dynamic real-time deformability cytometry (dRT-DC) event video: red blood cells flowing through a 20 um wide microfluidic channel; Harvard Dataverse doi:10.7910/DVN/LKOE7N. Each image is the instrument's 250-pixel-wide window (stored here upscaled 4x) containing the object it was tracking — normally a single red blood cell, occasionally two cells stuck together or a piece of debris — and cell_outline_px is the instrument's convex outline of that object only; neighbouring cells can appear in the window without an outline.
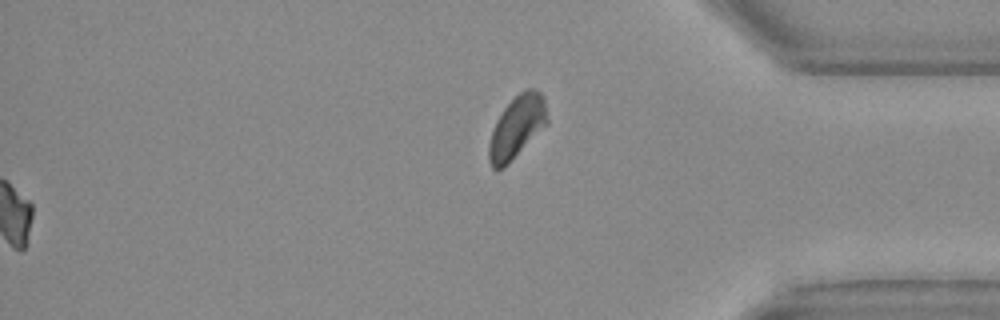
{"species": "Egyptian fruit bat (a non-hibernating species)", "species_latin": "Rousettus aegyptiacus", "temperature_condition": "warm", "stored_images_in_passage": 36, "segment_of_instrument_passage": [2, 2], "camera_frame_rate_fps": 3000, "um_per_image_px": 0.085, "animal": {"sex": "female"}, "frame": {"image": 1, "passage_image": 36, "time_ms": 11.667, "image_size_px": [1000, 320], "cell_outline_px": [[548, 124], [504, 168], [492, 168], [488, 160], [488, 144], [496, 120], [504, 108], [524, 88], [532, 88], [540, 92], [544, 96], [548, 120]], "centroid_in_image_um": [43.94, 10.8], "position_along_channel_um": 391.3, "area_um2": 21.21}}